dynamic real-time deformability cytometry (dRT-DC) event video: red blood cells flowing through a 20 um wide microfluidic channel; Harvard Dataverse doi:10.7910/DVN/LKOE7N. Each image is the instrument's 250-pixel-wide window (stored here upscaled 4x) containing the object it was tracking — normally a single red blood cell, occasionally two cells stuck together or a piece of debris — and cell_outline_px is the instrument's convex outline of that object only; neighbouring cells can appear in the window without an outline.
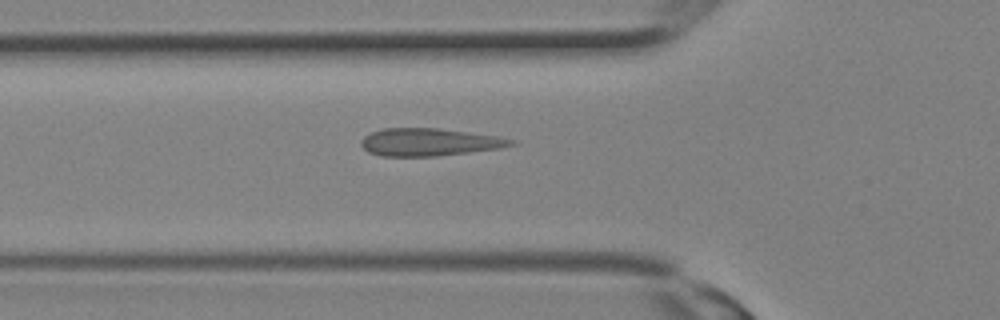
{"species": "Egyptian fruit bat (a non-hibernating species)", "species_latin": "Rousettus aegyptiacus", "temperature_condition": "room temperature", "stored_images_in_passage": 26, "camera_frame_rate_fps": 3000, "um_per_image_px": 0.085, "animal": {"sex": "female"}, "frame": {"image": 1, "passage_image": 7, "time_ms": 2.0, "image_size_px": [1000, 320], "cell_outline_px": [[516, 144], [500, 148], [436, 156], [380, 156], [368, 152], [360, 144], [360, 140], [364, 136], [372, 132], [384, 128], [436, 128], [496, 136], [516, 140]], "centroid_in_image_um": [36.45, 12.08], "position_along_channel_um": 89.3, "area_um2": 23.93}}
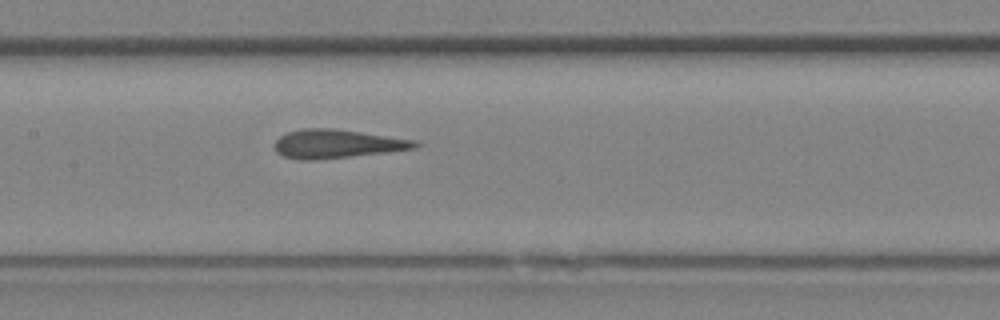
{"frame": {"image": 2, "passage_image": 11, "time_ms": 3.333, "image_size_px": [1000, 320], "cell_outline_px": [[420, 144], [416, 148], [316, 160], [300, 160], [284, 156], [276, 152], [276, 140], [280, 136], [288, 132], [304, 128], [332, 128], [416, 140]], "centroid_in_image_um": [28.62, 12.22], "position_along_channel_um": 178.8, "area_um2": 23.06}}
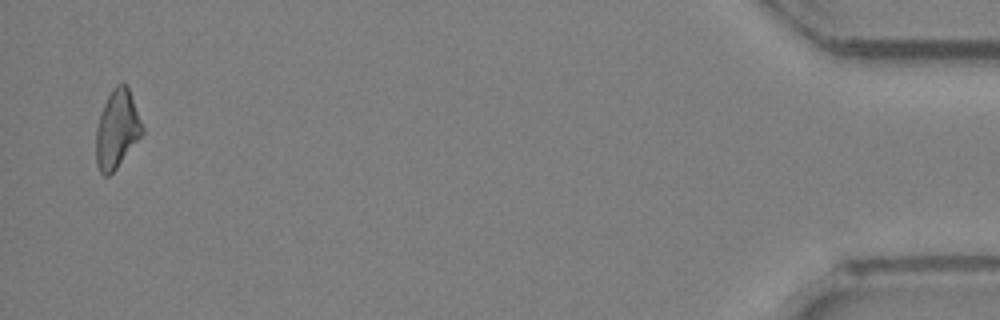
{"frame": {"image": 3, "passage_image": 26, "time_ms": 8.333, "image_size_px": [1000, 320], "cell_outline_px": [[144, 132], [116, 168], [108, 176], [104, 176], [100, 172], [96, 164], [96, 128], [104, 104], [112, 88], [116, 84], [124, 80], [128, 88], [144, 128]], "centroid_in_image_um": [9.94, 10.97], "position_along_channel_um": 425.3, "area_um2": 20.87}}